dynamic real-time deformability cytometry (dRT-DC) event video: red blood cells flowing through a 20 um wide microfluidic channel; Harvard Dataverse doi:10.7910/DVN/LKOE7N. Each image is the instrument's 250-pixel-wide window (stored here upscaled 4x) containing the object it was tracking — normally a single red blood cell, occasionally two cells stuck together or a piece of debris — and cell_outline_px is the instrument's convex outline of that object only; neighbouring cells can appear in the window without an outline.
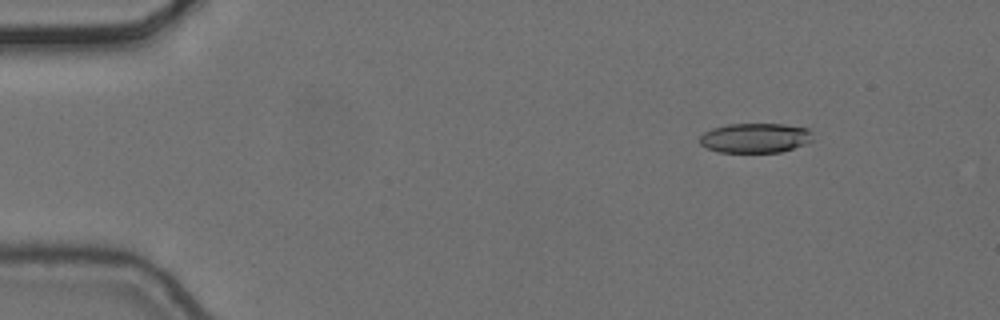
{"species": "common noctule bat (a hibernating species)", "species_latin": "Nyctalus noctula", "temperature_condition": "cold", "stored_images_in_passage": 9, "camera_frame_rate_fps": 3000, "um_per_image_px": 0.085, "animal": {"sex": "female", "body_mass_g": 24.6, "forearm_length_mm": 56.2}, "frame": {"image": 1, "passage_image": 1, "time_ms": 0.0, "image_size_px": [1000, 320], "cell_outline_px": [[812, 140], [804, 144], [780, 152], [720, 152], [708, 148], [700, 144], [700, 136], [704, 132], [712, 128], [728, 124], [784, 124], [808, 128], [812, 132]], "centroid_in_image_um": [64.19, 11.72], "position_along_channel_um": 20.8, "area_um2": 19.48}}
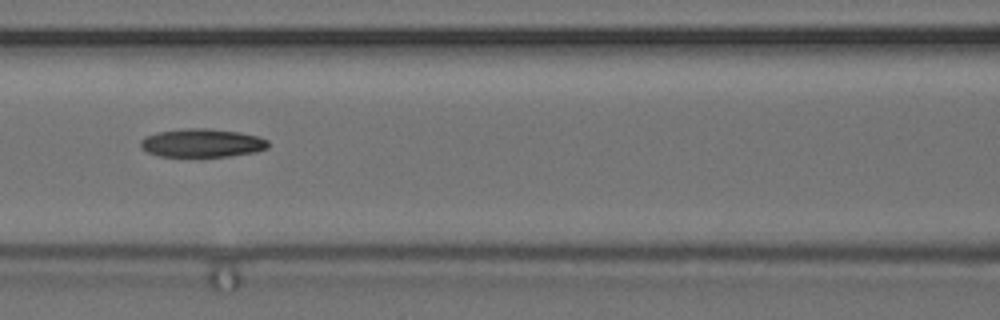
{"frame": {"image": 2, "passage_image": 6, "time_ms": 1.667, "image_size_px": [1000, 320], "cell_outline_px": [[268, 148], [256, 152], [228, 156], [160, 156], [148, 152], [140, 148], [140, 140], [144, 136], [156, 132], [184, 128], [208, 128], [240, 132], [260, 136], [268, 140]], "centroid_in_image_um": [17.17, 12.14], "position_along_channel_um": 149.4, "area_um2": 21.33}}
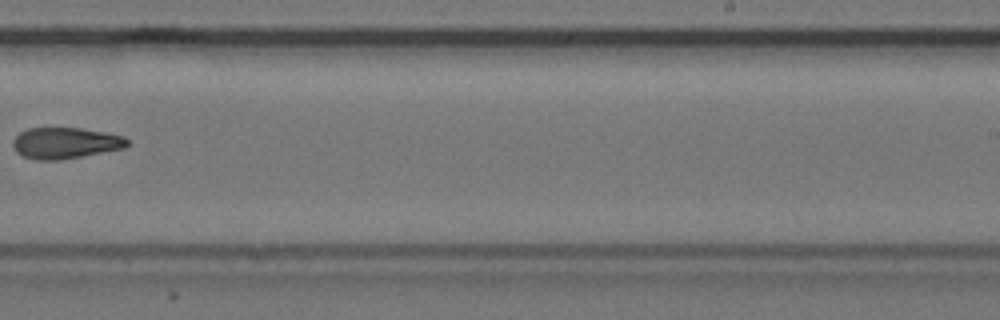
{"frame": {"image": 3, "passage_image": 9, "time_ms": 2.667, "image_size_px": [1000, 320], "cell_outline_px": [[128, 144], [124, 148], [60, 160], [36, 160], [24, 156], [16, 152], [12, 144], [12, 140], [20, 132], [28, 128], [80, 128], [104, 132], [124, 136], [128, 140]], "centroid_in_image_um": [5.53, 12.15], "position_along_channel_um": 283.5, "area_um2": 20.69}}